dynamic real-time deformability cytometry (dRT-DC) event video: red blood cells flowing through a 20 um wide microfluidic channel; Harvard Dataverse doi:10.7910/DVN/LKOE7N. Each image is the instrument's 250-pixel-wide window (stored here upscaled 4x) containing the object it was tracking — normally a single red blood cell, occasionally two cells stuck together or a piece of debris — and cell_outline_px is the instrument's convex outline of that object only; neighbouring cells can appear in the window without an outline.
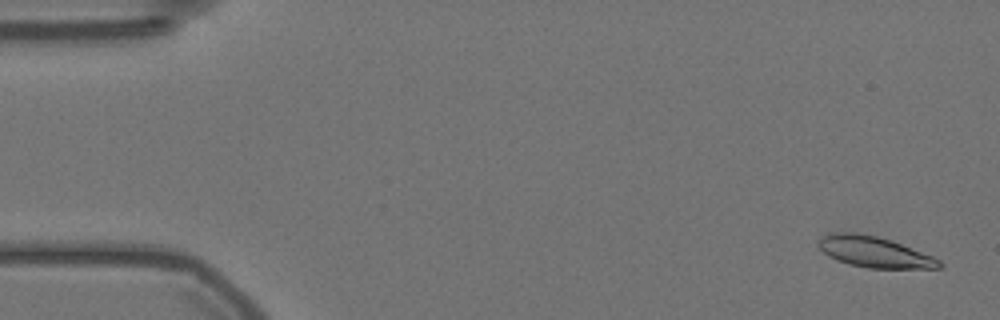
{"species": "Egyptian fruit bat (a non-hibernating species)", "species_latin": "Rousettus aegyptiacus", "temperature_condition": "warm", "stored_images_in_passage": 28, "camera_frame_rate_fps": 3000, "um_per_image_px": 0.085, "animal": {"sex": "female"}, "frame": {"image": 1, "passage_image": 2, "time_ms": 0.333, "image_size_px": [1000, 320], "cell_outline_px": [[944, 264], [940, 268], [868, 268], [848, 264], [836, 260], [828, 256], [816, 244], [820, 236], [832, 232], [856, 232], [876, 236], [892, 240], [932, 256], [940, 260]], "centroid_in_image_um": [74.28, 21.4], "position_along_channel_um": 10.7, "area_um2": 21.91}}
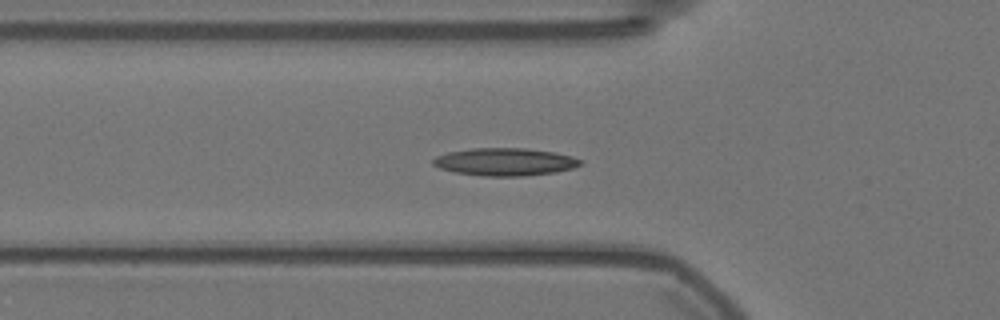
{"frame": {"image": 2, "passage_image": 19, "time_ms": 6.0, "image_size_px": [1000, 320], "cell_outline_px": [[584, 160], [580, 164], [572, 168], [552, 172], [524, 176], [484, 176], [456, 172], [440, 168], [432, 164], [432, 160], [436, 156], [448, 152], [472, 148], [524, 148], [552, 152], [572, 156]], "centroid_in_image_um": [42.9, 13.75], "position_along_channel_um": 82.9, "area_um2": 23.52}}
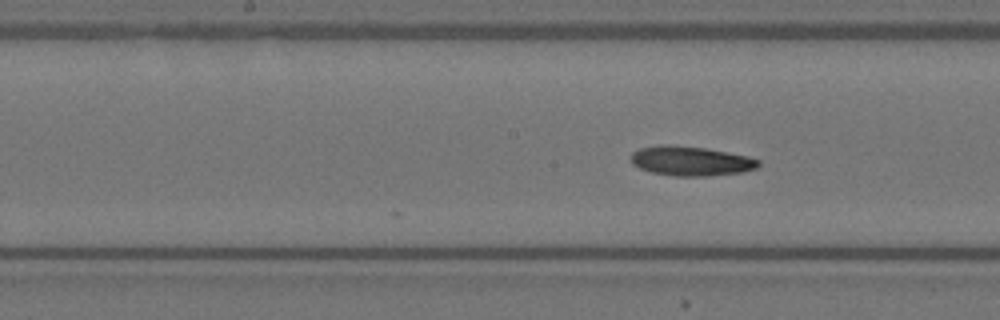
{"frame": {"image": 3, "passage_image": 28, "time_ms": 9.0, "image_size_px": [1000, 320], "cell_outline_px": [[760, 164], [756, 168], [740, 172], [708, 176], [672, 176], [652, 172], [640, 168], [632, 164], [632, 152], [640, 148], [660, 144], [668, 144], [704, 148], [748, 156], [760, 160]], "centroid_in_image_um": [58.7, 13.68], "position_along_channel_um": 189.5, "area_um2": 21.85}}